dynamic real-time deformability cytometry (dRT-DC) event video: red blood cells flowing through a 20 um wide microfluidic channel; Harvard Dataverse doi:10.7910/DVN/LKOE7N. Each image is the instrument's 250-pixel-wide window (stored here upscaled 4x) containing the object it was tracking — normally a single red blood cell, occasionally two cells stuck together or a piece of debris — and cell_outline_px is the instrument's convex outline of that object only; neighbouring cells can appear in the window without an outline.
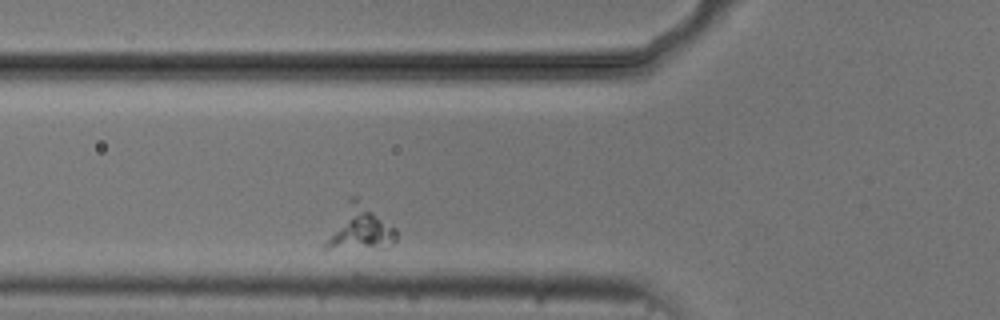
{"species": "common noctule bat (a hibernating species)", "species_latin": "Nyctalus noctula", "temperature_condition": "cold", "stored_images_in_passage": 2, "camera_frame_rate_fps": 3000, "um_per_image_px": 0.085, "animal": {"sex": "male", "body_mass_g": 20.5, "forearm_length_mm": 52.5}, "frame": {"image": 1, "passage_image": 2, "time_ms": 1.0, "image_size_px": [1000, 320], "cell_outline_px": [[396, 240], [384, 248], [328, 248], [324, 244], [348, 196], [356, 196], [396, 228]], "centroid_in_image_um": [30.61, 19.36], "position_along_channel_um": 95.2, "area_um2": 17.86}}